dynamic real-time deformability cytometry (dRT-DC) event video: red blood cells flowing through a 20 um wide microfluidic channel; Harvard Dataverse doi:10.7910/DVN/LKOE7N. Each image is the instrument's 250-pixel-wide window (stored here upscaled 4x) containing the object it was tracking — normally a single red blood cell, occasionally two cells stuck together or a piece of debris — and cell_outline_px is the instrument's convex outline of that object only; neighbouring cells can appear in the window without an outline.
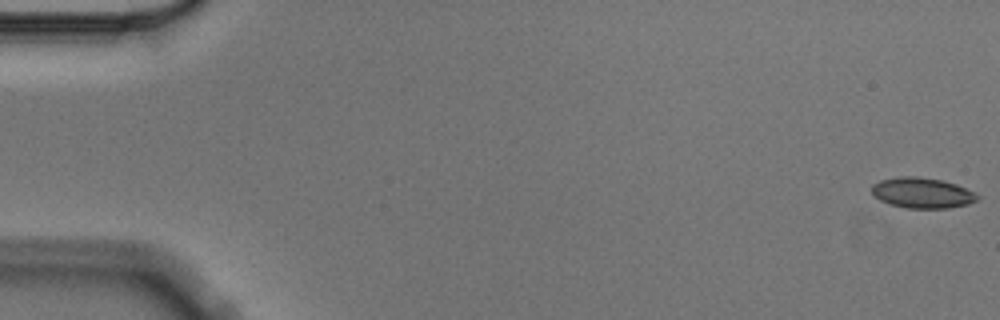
{"species": "Egyptian fruit bat (a non-hibernating species)", "species_latin": "Rousettus aegyptiacus", "temperature_condition": "cold", "stored_images_in_passage": 6, "camera_frame_rate_fps": 3000, "um_per_image_px": 0.085, "animal": {"sex": "male"}, "frame": {"image": 1, "passage_image": 1, "time_ms": 0.0, "image_size_px": [1000, 320], "cell_outline_px": [[980, 196], [976, 200], [968, 204], [948, 208], [908, 208], [888, 204], [872, 196], [872, 184], [880, 180], [900, 176], [916, 176], [944, 180], [956, 184], [976, 192]], "centroid_in_image_um": [78.38, 16.39], "position_along_channel_um": 6.6, "area_um2": 19.02}}
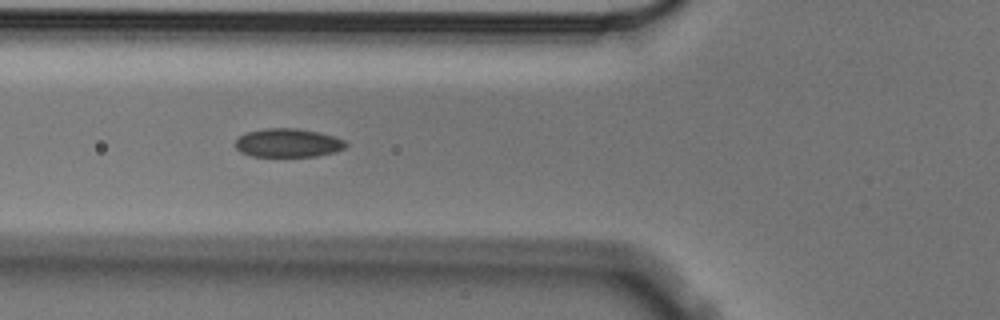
{"frame": {"image": 2, "passage_image": 6, "time_ms": 1.667, "image_size_px": [1000, 320], "cell_outline_px": [[348, 144], [344, 148], [336, 152], [316, 156], [252, 156], [240, 152], [236, 148], [236, 140], [240, 136], [248, 132], [268, 128], [296, 128], [320, 132], [344, 140]], "centroid_in_image_um": [24.5, 12.15], "position_along_channel_um": 101.3, "area_um2": 18.32}}